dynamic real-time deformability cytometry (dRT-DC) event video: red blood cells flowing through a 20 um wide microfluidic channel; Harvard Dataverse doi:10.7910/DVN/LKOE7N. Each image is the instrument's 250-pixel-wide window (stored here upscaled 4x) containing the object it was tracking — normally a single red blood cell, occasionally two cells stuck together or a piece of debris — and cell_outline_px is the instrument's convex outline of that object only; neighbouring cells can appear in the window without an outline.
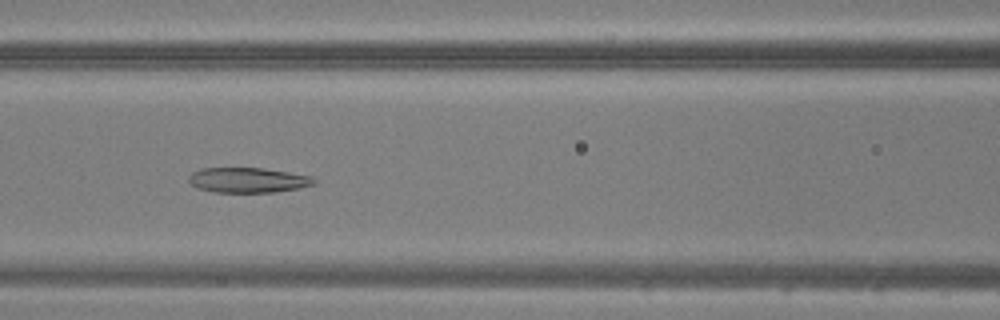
{"species": "common noctule bat (a hibernating species)", "species_latin": "Nyctalus noctula", "temperature_condition": "warm", "stored_images_in_passage": 48, "camera_frame_rate_fps": 3000, "um_per_image_px": 0.085, "animal": {"sex": "male", "body_mass_g": 20.5, "forearm_length_mm": 52.5}, "frame": {"image": 1, "passage_image": 22, "time_ms": 7.0, "image_size_px": [1000, 320], "cell_outline_px": [[316, 184], [276, 192], [216, 192], [196, 188], [188, 180], [188, 176], [192, 172], [200, 168], [264, 168], [312, 176], [316, 180]], "centroid_in_image_um": [21.06, 15.3], "position_along_channel_um": 145.5, "area_um2": 18.32}}
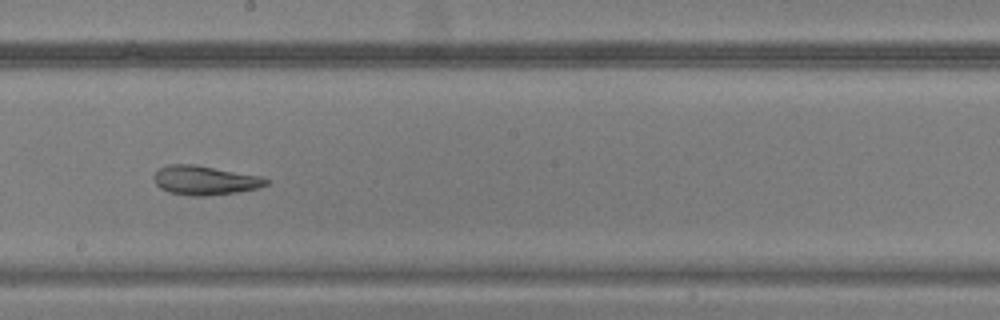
{"frame": {"image": 2, "passage_image": 28, "time_ms": 9.0, "image_size_px": [1000, 320], "cell_outline_px": [[272, 180], [268, 184], [260, 188], [236, 192], [208, 196], [192, 196], [168, 192], [160, 188], [156, 184], [152, 176], [160, 168], [168, 164], [196, 164], [260, 176]], "centroid_in_image_um": [17.43, 15.32], "position_along_channel_um": 230.8, "area_um2": 19.31}}
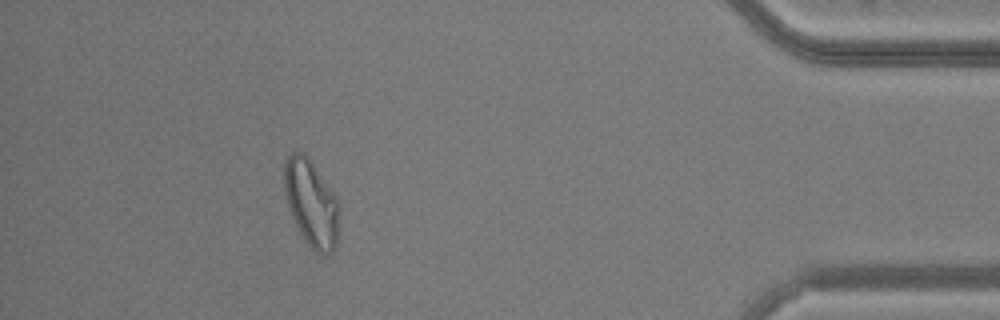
{"frame": {"image": 3, "passage_image": 44, "time_ms": 14.333, "image_size_px": [1000, 320], "cell_outline_px": [[340, 212], [336, 248], [332, 252], [316, 252], [304, 240], [288, 208], [284, 192], [284, 160], [292, 152], [304, 152], [308, 156], [336, 196], [340, 208]], "centroid_in_image_um": [26.46, 17.24], "position_along_channel_um": 408.7, "area_um2": 27.92}}